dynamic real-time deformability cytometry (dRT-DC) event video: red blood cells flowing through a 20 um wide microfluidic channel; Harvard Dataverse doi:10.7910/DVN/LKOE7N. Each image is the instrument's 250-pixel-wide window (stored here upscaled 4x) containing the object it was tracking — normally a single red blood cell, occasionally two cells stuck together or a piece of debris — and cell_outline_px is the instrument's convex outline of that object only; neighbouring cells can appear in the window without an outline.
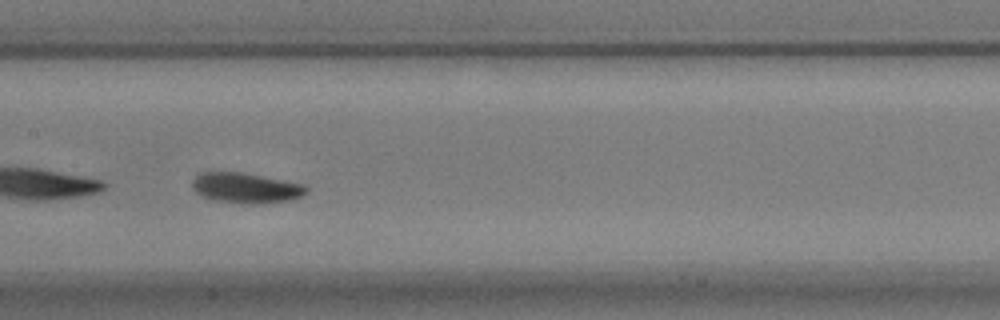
{"species": "common noctule bat (a hibernating species)", "species_latin": "Nyctalus noctula", "temperature_condition": "warm", "stored_images_in_passage": 49, "segment_of_instrument_passage": [1, 2], "camera_frame_rate_fps": 3000, "um_per_image_px": 0.085, "animal": {"sex": "male", "body_mass_g": 17.9}, "frame": {"image": 1, "passage_image": 20, "time_ms": 6.333, "image_size_px": [1000, 320], "cell_outline_px": [[308, 192], [292, 200], [264, 204], [240, 204], [216, 200], [200, 196], [192, 188], [192, 180], [200, 172], [244, 172], [304, 184], [308, 188]], "centroid_in_image_um": [20.91, 15.98], "position_along_channel_um": 186.5, "area_um2": 20.52}}
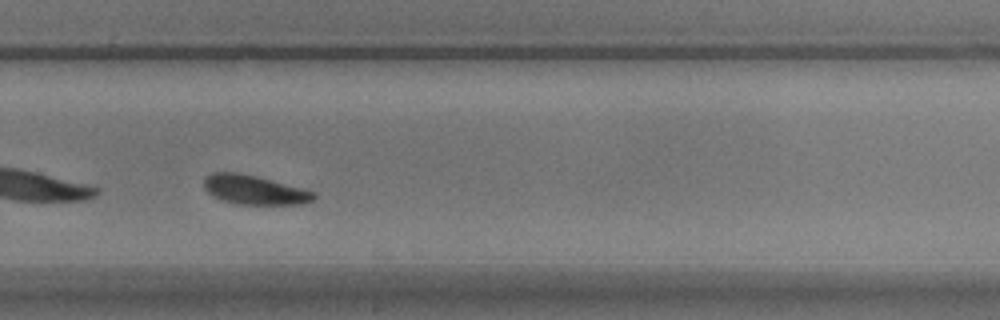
{"frame": {"image": 2, "passage_image": 30, "time_ms": 9.667, "image_size_px": [1000, 320], "cell_outline_px": [[316, 196], [312, 200], [300, 204], [236, 204], [220, 200], [212, 196], [204, 188], [204, 180], [212, 172], [240, 172], [304, 188], [316, 192]], "centroid_in_image_um": [21.61, 16.13], "position_along_channel_um": 308.2, "area_um2": 18.79}}
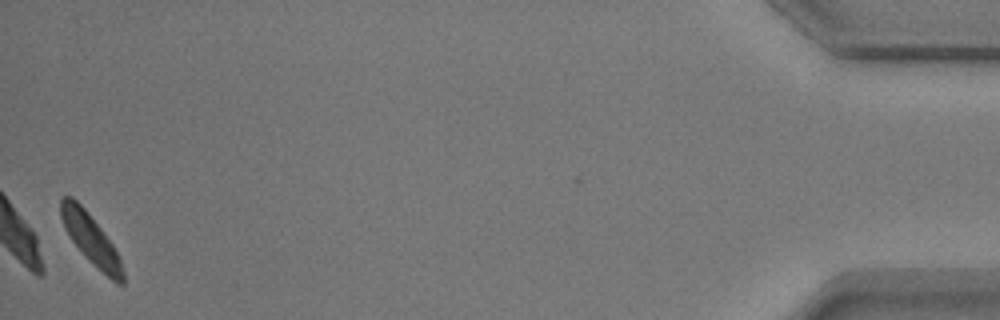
{"frame": {"image": 3, "passage_image": 47, "time_ms": 15.333, "image_size_px": [1000, 320], "cell_outline_px": [[124, 284], [116, 284], [84, 256], [72, 240], [64, 228], [60, 216], [60, 200], [64, 196], [72, 196], [84, 208], [100, 228], [112, 244], [120, 260], [124, 272]], "centroid_in_image_um": [7.71, 20.34], "position_along_channel_um": 427.5, "area_um2": 17.8}}